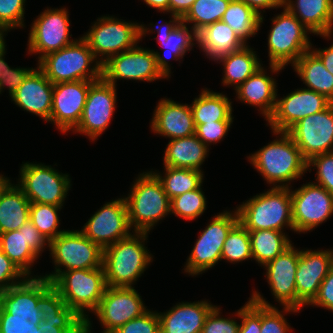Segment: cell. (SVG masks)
Masks as SVG:
<instances>
[{
  "label": "cell",
  "mask_w": 333,
  "mask_h": 333,
  "mask_svg": "<svg viewBox=\"0 0 333 333\" xmlns=\"http://www.w3.org/2000/svg\"><path fill=\"white\" fill-rule=\"evenodd\" d=\"M311 168L316 169L314 183L323 186L333 195V152L312 157L307 161V171L311 172Z\"/></svg>",
  "instance_id": "cell-46"
},
{
  "label": "cell",
  "mask_w": 333,
  "mask_h": 333,
  "mask_svg": "<svg viewBox=\"0 0 333 333\" xmlns=\"http://www.w3.org/2000/svg\"><path fill=\"white\" fill-rule=\"evenodd\" d=\"M68 10L62 8H46L31 23L28 36V54H38L39 61L49 53L58 51L73 43L70 35V19Z\"/></svg>",
  "instance_id": "cell-13"
},
{
  "label": "cell",
  "mask_w": 333,
  "mask_h": 333,
  "mask_svg": "<svg viewBox=\"0 0 333 333\" xmlns=\"http://www.w3.org/2000/svg\"><path fill=\"white\" fill-rule=\"evenodd\" d=\"M90 27L81 37L101 64L140 42V23L136 21L106 15L98 17Z\"/></svg>",
  "instance_id": "cell-10"
},
{
  "label": "cell",
  "mask_w": 333,
  "mask_h": 333,
  "mask_svg": "<svg viewBox=\"0 0 333 333\" xmlns=\"http://www.w3.org/2000/svg\"><path fill=\"white\" fill-rule=\"evenodd\" d=\"M0 248L27 277H41L31 274V268L44 250L49 249V242L30 219L18 230L0 233Z\"/></svg>",
  "instance_id": "cell-21"
},
{
  "label": "cell",
  "mask_w": 333,
  "mask_h": 333,
  "mask_svg": "<svg viewBox=\"0 0 333 333\" xmlns=\"http://www.w3.org/2000/svg\"><path fill=\"white\" fill-rule=\"evenodd\" d=\"M62 208L50 204L30 203L29 219L48 242L66 231L61 230L59 226L61 220L58 213Z\"/></svg>",
  "instance_id": "cell-43"
},
{
  "label": "cell",
  "mask_w": 333,
  "mask_h": 333,
  "mask_svg": "<svg viewBox=\"0 0 333 333\" xmlns=\"http://www.w3.org/2000/svg\"><path fill=\"white\" fill-rule=\"evenodd\" d=\"M245 201L236 210L247 230L294 231L290 188L270 187Z\"/></svg>",
  "instance_id": "cell-4"
},
{
  "label": "cell",
  "mask_w": 333,
  "mask_h": 333,
  "mask_svg": "<svg viewBox=\"0 0 333 333\" xmlns=\"http://www.w3.org/2000/svg\"><path fill=\"white\" fill-rule=\"evenodd\" d=\"M264 20V16H259L249 6L238 0L230 1L222 18V21L228 24L246 44H248L247 40L257 35Z\"/></svg>",
  "instance_id": "cell-39"
},
{
  "label": "cell",
  "mask_w": 333,
  "mask_h": 333,
  "mask_svg": "<svg viewBox=\"0 0 333 333\" xmlns=\"http://www.w3.org/2000/svg\"><path fill=\"white\" fill-rule=\"evenodd\" d=\"M124 196L106 202L88 219L81 232L102 249L128 237L131 232Z\"/></svg>",
  "instance_id": "cell-17"
},
{
  "label": "cell",
  "mask_w": 333,
  "mask_h": 333,
  "mask_svg": "<svg viewBox=\"0 0 333 333\" xmlns=\"http://www.w3.org/2000/svg\"><path fill=\"white\" fill-rule=\"evenodd\" d=\"M102 78L117 87V80L154 82L166 79L158 70L154 50L141 45L110 57L102 64Z\"/></svg>",
  "instance_id": "cell-15"
},
{
  "label": "cell",
  "mask_w": 333,
  "mask_h": 333,
  "mask_svg": "<svg viewBox=\"0 0 333 333\" xmlns=\"http://www.w3.org/2000/svg\"><path fill=\"white\" fill-rule=\"evenodd\" d=\"M225 94L201 89L190 104L195 127L217 121H234L232 101Z\"/></svg>",
  "instance_id": "cell-36"
},
{
  "label": "cell",
  "mask_w": 333,
  "mask_h": 333,
  "mask_svg": "<svg viewBox=\"0 0 333 333\" xmlns=\"http://www.w3.org/2000/svg\"><path fill=\"white\" fill-rule=\"evenodd\" d=\"M203 185L170 200V213L185 220H196L207 209Z\"/></svg>",
  "instance_id": "cell-45"
},
{
  "label": "cell",
  "mask_w": 333,
  "mask_h": 333,
  "mask_svg": "<svg viewBox=\"0 0 333 333\" xmlns=\"http://www.w3.org/2000/svg\"><path fill=\"white\" fill-rule=\"evenodd\" d=\"M234 314L241 320L238 333H261V305L256 301L249 298Z\"/></svg>",
  "instance_id": "cell-49"
},
{
  "label": "cell",
  "mask_w": 333,
  "mask_h": 333,
  "mask_svg": "<svg viewBox=\"0 0 333 333\" xmlns=\"http://www.w3.org/2000/svg\"><path fill=\"white\" fill-rule=\"evenodd\" d=\"M34 68L11 67L7 70L4 80L0 81V94L6 89L11 97L15 91L23 84L24 79Z\"/></svg>",
  "instance_id": "cell-54"
},
{
  "label": "cell",
  "mask_w": 333,
  "mask_h": 333,
  "mask_svg": "<svg viewBox=\"0 0 333 333\" xmlns=\"http://www.w3.org/2000/svg\"><path fill=\"white\" fill-rule=\"evenodd\" d=\"M333 266V249H301L295 276L298 310L308 306Z\"/></svg>",
  "instance_id": "cell-24"
},
{
  "label": "cell",
  "mask_w": 333,
  "mask_h": 333,
  "mask_svg": "<svg viewBox=\"0 0 333 333\" xmlns=\"http://www.w3.org/2000/svg\"><path fill=\"white\" fill-rule=\"evenodd\" d=\"M250 45L239 51L221 57L216 62L223 66V86H233L236 90L243 82L263 66L262 62Z\"/></svg>",
  "instance_id": "cell-35"
},
{
  "label": "cell",
  "mask_w": 333,
  "mask_h": 333,
  "mask_svg": "<svg viewBox=\"0 0 333 333\" xmlns=\"http://www.w3.org/2000/svg\"><path fill=\"white\" fill-rule=\"evenodd\" d=\"M8 32L10 31L7 28L0 25V51H2L7 46L4 38L6 37Z\"/></svg>",
  "instance_id": "cell-61"
},
{
  "label": "cell",
  "mask_w": 333,
  "mask_h": 333,
  "mask_svg": "<svg viewBox=\"0 0 333 333\" xmlns=\"http://www.w3.org/2000/svg\"><path fill=\"white\" fill-rule=\"evenodd\" d=\"M26 0H0V25L9 31L24 28Z\"/></svg>",
  "instance_id": "cell-47"
},
{
  "label": "cell",
  "mask_w": 333,
  "mask_h": 333,
  "mask_svg": "<svg viewBox=\"0 0 333 333\" xmlns=\"http://www.w3.org/2000/svg\"><path fill=\"white\" fill-rule=\"evenodd\" d=\"M30 203L24 192L9 180L0 189V233L18 230L26 223Z\"/></svg>",
  "instance_id": "cell-33"
},
{
  "label": "cell",
  "mask_w": 333,
  "mask_h": 333,
  "mask_svg": "<svg viewBox=\"0 0 333 333\" xmlns=\"http://www.w3.org/2000/svg\"><path fill=\"white\" fill-rule=\"evenodd\" d=\"M54 271L42 275L52 282L62 271L102 267L103 249L79 230H66L49 242ZM64 269H62V268Z\"/></svg>",
  "instance_id": "cell-9"
},
{
  "label": "cell",
  "mask_w": 333,
  "mask_h": 333,
  "mask_svg": "<svg viewBox=\"0 0 333 333\" xmlns=\"http://www.w3.org/2000/svg\"><path fill=\"white\" fill-rule=\"evenodd\" d=\"M155 171V172H154ZM152 171L171 200L175 196L199 188L203 184L204 171L164 166V172Z\"/></svg>",
  "instance_id": "cell-40"
},
{
  "label": "cell",
  "mask_w": 333,
  "mask_h": 333,
  "mask_svg": "<svg viewBox=\"0 0 333 333\" xmlns=\"http://www.w3.org/2000/svg\"><path fill=\"white\" fill-rule=\"evenodd\" d=\"M294 233H307L327 222L333 214V195L323 186L306 182L290 187Z\"/></svg>",
  "instance_id": "cell-14"
},
{
  "label": "cell",
  "mask_w": 333,
  "mask_h": 333,
  "mask_svg": "<svg viewBox=\"0 0 333 333\" xmlns=\"http://www.w3.org/2000/svg\"><path fill=\"white\" fill-rule=\"evenodd\" d=\"M112 333H160L158 313L156 310L148 309L141 316L128 321Z\"/></svg>",
  "instance_id": "cell-48"
},
{
  "label": "cell",
  "mask_w": 333,
  "mask_h": 333,
  "mask_svg": "<svg viewBox=\"0 0 333 333\" xmlns=\"http://www.w3.org/2000/svg\"><path fill=\"white\" fill-rule=\"evenodd\" d=\"M94 81L79 80L54 84L50 124L66 134L80 122L90 85Z\"/></svg>",
  "instance_id": "cell-23"
},
{
  "label": "cell",
  "mask_w": 333,
  "mask_h": 333,
  "mask_svg": "<svg viewBox=\"0 0 333 333\" xmlns=\"http://www.w3.org/2000/svg\"><path fill=\"white\" fill-rule=\"evenodd\" d=\"M196 0H169V14L181 19L187 14Z\"/></svg>",
  "instance_id": "cell-57"
},
{
  "label": "cell",
  "mask_w": 333,
  "mask_h": 333,
  "mask_svg": "<svg viewBox=\"0 0 333 333\" xmlns=\"http://www.w3.org/2000/svg\"><path fill=\"white\" fill-rule=\"evenodd\" d=\"M276 139L247 156L250 164L270 187H288L304 177L307 161L287 132L274 131Z\"/></svg>",
  "instance_id": "cell-1"
},
{
  "label": "cell",
  "mask_w": 333,
  "mask_h": 333,
  "mask_svg": "<svg viewBox=\"0 0 333 333\" xmlns=\"http://www.w3.org/2000/svg\"><path fill=\"white\" fill-rule=\"evenodd\" d=\"M214 306L206 299L181 301L165 312H157L160 333H201L205 319Z\"/></svg>",
  "instance_id": "cell-28"
},
{
  "label": "cell",
  "mask_w": 333,
  "mask_h": 333,
  "mask_svg": "<svg viewBox=\"0 0 333 333\" xmlns=\"http://www.w3.org/2000/svg\"><path fill=\"white\" fill-rule=\"evenodd\" d=\"M311 50L321 59L325 68L333 75V43L324 49L311 46Z\"/></svg>",
  "instance_id": "cell-58"
},
{
  "label": "cell",
  "mask_w": 333,
  "mask_h": 333,
  "mask_svg": "<svg viewBox=\"0 0 333 333\" xmlns=\"http://www.w3.org/2000/svg\"><path fill=\"white\" fill-rule=\"evenodd\" d=\"M37 306L42 333H78L85 326V320L66 305L52 283L42 276L38 277Z\"/></svg>",
  "instance_id": "cell-22"
},
{
  "label": "cell",
  "mask_w": 333,
  "mask_h": 333,
  "mask_svg": "<svg viewBox=\"0 0 333 333\" xmlns=\"http://www.w3.org/2000/svg\"><path fill=\"white\" fill-rule=\"evenodd\" d=\"M249 259L253 260L249 231L238 222L224 241L221 260L237 264Z\"/></svg>",
  "instance_id": "cell-44"
},
{
  "label": "cell",
  "mask_w": 333,
  "mask_h": 333,
  "mask_svg": "<svg viewBox=\"0 0 333 333\" xmlns=\"http://www.w3.org/2000/svg\"><path fill=\"white\" fill-rule=\"evenodd\" d=\"M222 310L215 305L207 315L201 333H238L239 322L236 318L222 317Z\"/></svg>",
  "instance_id": "cell-50"
},
{
  "label": "cell",
  "mask_w": 333,
  "mask_h": 333,
  "mask_svg": "<svg viewBox=\"0 0 333 333\" xmlns=\"http://www.w3.org/2000/svg\"><path fill=\"white\" fill-rule=\"evenodd\" d=\"M273 114L267 125L274 131L287 132L304 117L328 108L333 102L326 96L311 89L297 88L286 96L278 98Z\"/></svg>",
  "instance_id": "cell-20"
},
{
  "label": "cell",
  "mask_w": 333,
  "mask_h": 333,
  "mask_svg": "<svg viewBox=\"0 0 333 333\" xmlns=\"http://www.w3.org/2000/svg\"><path fill=\"white\" fill-rule=\"evenodd\" d=\"M283 6L314 35L333 38V0H283Z\"/></svg>",
  "instance_id": "cell-30"
},
{
  "label": "cell",
  "mask_w": 333,
  "mask_h": 333,
  "mask_svg": "<svg viewBox=\"0 0 333 333\" xmlns=\"http://www.w3.org/2000/svg\"><path fill=\"white\" fill-rule=\"evenodd\" d=\"M51 283L66 305L85 321L89 312L98 308L107 288L103 266L62 271Z\"/></svg>",
  "instance_id": "cell-8"
},
{
  "label": "cell",
  "mask_w": 333,
  "mask_h": 333,
  "mask_svg": "<svg viewBox=\"0 0 333 333\" xmlns=\"http://www.w3.org/2000/svg\"><path fill=\"white\" fill-rule=\"evenodd\" d=\"M37 65L53 84L102 78V64L82 37L42 57Z\"/></svg>",
  "instance_id": "cell-6"
},
{
  "label": "cell",
  "mask_w": 333,
  "mask_h": 333,
  "mask_svg": "<svg viewBox=\"0 0 333 333\" xmlns=\"http://www.w3.org/2000/svg\"><path fill=\"white\" fill-rule=\"evenodd\" d=\"M292 67L305 84L304 88L322 94L333 102V75L312 50L302 54Z\"/></svg>",
  "instance_id": "cell-37"
},
{
  "label": "cell",
  "mask_w": 333,
  "mask_h": 333,
  "mask_svg": "<svg viewBox=\"0 0 333 333\" xmlns=\"http://www.w3.org/2000/svg\"><path fill=\"white\" fill-rule=\"evenodd\" d=\"M19 175L16 185L33 203L63 206L71 190L70 174L59 172L51 165L22 162Z\"/></svg>",
  "instance_id": "cell-12"
},
{
  "label": "cell",
  "mask_w": 333,
  "mask_h": 333,
  "mask_svg": "<svg viewBox=\"0 0 333 333\" xmlns=\"http://www.w3.org/2000/svg\"><path fill=\"white\" fill-rule=\"evenodd\" d=\"M6 50L7 49L4 48L0 51V81L4 80L7 70L11 68L5 61Z\"/></svg>",
  "instance_id": "cell-60"
},
{
  "label": "cell",
  "mask_w": 333,
  "mask_h": 333,
  "mask_svg": "<svg viewBox=\"0 0 333 333\" xmlns=\"http://www.w3.org/2000/svg\"><path fill=\"white\" fill-rule=\"evenodd\" d=\"M231 0H196L182 22L188 24L196 33L204 27L220 21ZM190 24L192 26H190Z\"/></svg>",
  "instance_id": "cell-41"
},
{
  "label": "cell",
  "mask_w": 333,
  "mask_h": 333,
  "mask_svg": "<svg viewBox=\"0 0 333 333\" xmlns=\"http://www.w3.org/2000/svg\"><path fill=\"white\" fill-rule=\"evenodd\" d=\"M239 222L237 210H223L215 214L205 229L200 231L198 239L189 254L184 272L189 276H198L221 261L224 241L230 230Z\"/></svg>",
  "instance_id": "cell-11"
},
{
  "label": "cell",
  "mask_w": 333,
  "mask_h": 333,
  "mask_svg": "<svg viewBox=\"0 0 333 333\" xmlns=\"http://www.w3.org/2000/svg\"><path fill=\"white\" fill-rule=\"evenodd\" d=\"M160 46L165 49L164 53L154 51L156 64L162 75L168 79L171 78V66L167 59L179 61L184 58L185 54L197 44V33L182 21L169 33L166 41L159 42ZM162 53V54H161ZM164 55V56H163Z\"/></svg>",
  "instance_id": "cell-34"
},
{
  "label": "cell",
  "mask_w": 333,
  "mask_h": 333,
  "mask_svg": "<svg viewBox=\"0 0 333 333\" xmlns=\"http://www.w3.org/2000/svg\"><path fill=\"white\" fill-rule=\"evenodd\" d=\"M116 86L103 78L94 81L89 88L83 114L72 133L85 135L89 140L97 141L108 129L116 110Z\"/></svg>",
  "instance_id": "cell-16"
},
{
  "label": "cell",
  "mask_w": 333,
  "mask_h": 333,
  "mask_svg": "<svg viewBox=\"0 0 333 333\" xmlns=\"http://www.w3.org/2000/svg\"><path fill=\"white\" fill-rule=\"evenodd\" d=\"M233 121H217L197 125L195 128V135L204 143L208 148L209 145L217 144L227 136L230 131Z\"/></svg>",
  "instance_id": "cell-51"
},
{
  "label": "cell",
  "mask_w": 333,
  "mask_h": 333,
  "mask_svg": "<svg viewBox=\"0 0 333 333\" xmlns=\"http://www.w3.org/2000/svg\"><path fill=\"white\" fill-rule=\"evenodd\" d=\"M287 133L306 161L333 152V103L320 112L304 117Z\"/></svg>",
  "instance_id": "cell-19"
},
{
  "label": "cell",
  "mask_w": 333,
  "mask_h": 333,
  "mask_svg": "<svg viewBox=\"0 0 333 333\" xmlns=\"http://www.w3.org/2000/svg\"><path fill=\"white\" fill-rule=\"evenodd\" d=\"M209 151L195 134L169 140L163 154V165L203 171L201 167Z\"/></svg>",
  "instance_id": "cell-32"
},
{
  "label": "cell",
  "mask_w": 333,
  "mask_h": 333,
  "mask_svg": "<svg viewBox=\"0 0 333 333\" xmlns=\"http://www.w3.org/2000/svg\"><path fill=\"white\" fill-rule=\"evenodd\" d=\"M267 72L262 66L235 90L237 100L259 108L266 121L274 112L278 93L276 79Z\"/></svg>",
  "instance_id": "cell-29"
},
{
  "label": "cell",
  "mask_w": 333,
  "mask_h": 333,
  "mask_svg": "<svg viewBox=\"0 0 333 333\" xmlns=\"http://www.w3.org/2000/svg\"><path fill=\"white\" fill-rule=\"evenodd\" d=\"M268 33L269 69L273 75L279 74L288 64L291 66L313 45L312 34L285 6L281 13L271 19Z\"/></svg>",
  "instance_id": "cell-7"
},
{
  "label": "cell",
  "mask_w": 333,
  "mask_h": 333,
  "mask_svg": "<svg viewBox=\"0 0 333 333\" xmlns=\"http://www.w3.org/2000/svg\"><path fill=\"white\" fill-rule=\"evenodd\" d=\"M169 17H171V20H169V22L165 21V23L163 22L162 25H158L154 26L155 24L150 23L148 24L151 25V27L148 28V26L146 27V24H141L140 23V41H142V38L144 36H147V34H151L153 32H157V37H153L156 38V41L159 42H164L166 41L167 37L169 36V33L182 21V19L179 16L176 15H170ZM151 28V29H150ZM155 28V30H154ZM154 30V31H153Z\"/></svg>",
  "instance_id": "cell-55"
},
{
  "label": "cell",
  "mask_w": 333,
  "mask_h": 333,
  "mask_svg": "<svg viewBox=\"0 0 333 333\" xmlns=\"http://www.w3.org/2000/svg\"><path fill=\"white\" fill-rule=\"evenodd\" d=\"M247 45L222 20L204 27L197 33V47L211 61H217L230 53H234Z\"/></svg>",
  "instance_id": "cell-31"
},
{
  "label": "cell",
  "mask_w": 333,
  "mask_h": 333,
  "mask_svg": "<svg viewBox=\"0 0 333 333\" xmlns=\"http://www.w3.org/2000/svg\"><path fill=\"white\" fill-rule=\"evenodd\" d=\"M10 180V178L0 174V189Z\"/></svg>",
  "instance_id": "cell-63"
},
{
  "label": "cell",
  "mask_w": 333,
  "mask_h": 333,
  "mask_svg": "<svg viewBox=\"0 0 333 333\" xmlns=\"http://www.w3.org/2000/svg\"><path fill=\"white\" fill-rule=\"evenodd\" d=\"M300 248L292 244L275 259L267 263L265 279L270 286L274 299L283 307H291L298 310V297L295 276L297 271Z\"/></svg>",
  "instance_id": "cell-25"
},
{
  "label": "cell",
  "mask_w": 333,
  "mask_h": 333,
  "mask_svg": "<svg viewBox=\"0 0 333 333\" xmlns=\"http://www.w3.org/2000/svg\"><path fill=\"white\" fill-rule=\"evenodd\" d=\"M252 258L261 267L275 259L292 244L287 233L277 230H248Z\"/></svg>",
  "instance_id": "cell-38"
},
{
  "label": "cell",
  "mask_w": 333,
  "mask_h": 333,
  "mask_svg": "<svg viewBox=\"0 0 333 333\" xmlns=\"http://www.w3.org/2000/svg\"><path fill=\"white\" fill-rule=\"evenodd\" d=\"M245 3L259 16H263L265 9H279L283 7V0H238ZM262 11L264 13H262Z\"/></svg>",
  "instance_id": "cell-56"
},
{
  "label": "cell",
  "mask_w": 333,
  "mask_h": 333,
  "mask_svg": "<svg viewBox=\"0 0 333 333\" xmlns=\"http://www.w3.org/2000/svg\"><path fill=\"white\" fill-rule=\"evenodd\" d=\"M53 87L54 84L36 67L10 99L20 109L44 119L47 123L52 110Z\"/></svg>",
  "instance_id": "cell-27"
},
{
  "label": "cell",
  "mask_w": 333,
  "mask_h": 333,
  "mask_svg": "<svg viewBox=\"0 0 333 333\" xmlns=\"http://www.w3.org/2000/svg\"><path fill=\"white\" fill-rule=\"evenodd\" d=\"M133 183L124 197L129 224L132 231L149 233L158 222L171 215L170 199L152 170L140 173Z\"/></svg>",
  "instance_id": "cell-3"
},
{
  "label": "cell",
  "mask_w": 333,
  "mask_h": 333,
  "mask_svg": "<svg viewBox=\"0 0 333 333\" xmlns=\"http://www.w3.org/2000/svg\"><path fill=\"white\" fill-rule=\"evenodd\" d=\"M251 299L261 305V333H290L292 332L290 324L287 322L285 315L300 313L299 310L291 307H281L279 310L263 297L258 290H252Z\"/></svg>",
  "instance_id": "cell-42"
},
{
  "label": "cell",
  "mask_w": 333,
  "mask_h": 333,
  "mask_svg": "<svg viewBox=\"0 0 333 333\" xmlns=\"http://www.w3.org/2000/svg\"><path fill=\"white\" fill-rule=\"evenodd\" d=\"M91 320V317L88 318L86 321H85V326L78 332V333H93L91 332L92 330V321Z\"/></svg>",
  "instance_id": "cell-62"
},
{
  "label": "cell",
  "mask_w": 333,
  "mask_h": 333,
  "mask_svg": "<svg viewBox=\"0 0 333 333\" xmlns=\"http://www.w3.org/2000/svg\"><path fill=\"white\" fill-rule=\"evenodd\" d=\"M27 276L3 253L0 248V292L22 283Z\"/></svg>",
  "instance_id": "cell-52"
},
{
  "label": "cell",
  "mask_w": 333,
  "mask_h": 333,
  "mask_svg": "<svg viewBox=\"0 0 333 333\" xmlns=\"http://www.w3.org/2000/svg\"><path fill=\"white\" fill-rule=\"evenodd\" d=\"M308 306L324 308L333 313V266L322 281L316 297Z\"/></svg>",
  "instance_id": "cell-53"
},
{
  "label": "cell",
  "mask_w": 333,
  "mask_h": 333,
  "mask_svg": "<svg viewBox=\"0 0 333 333\" xmlns=\"http://www.w3.org/2000/svg\"><path fill=\"white\" fill-rule=\"evenodd\" d=\"M148 310L135 287H107L98 308L92 313L104 329L112 333Z\"/></svg>",
  "instance_id": "cell-18"
},
{
  "label": "cell",
  "mask_w": 333,
  "mask_h": 333,
  "mask_svg": "<svg viewBox=\"0 0 333 333\" xmlns=\"http://www.w3.org/2000/svg\"><path fill=\"white\" fill-rule=\"evenodd\" d=\"M147 240L148 232L133 231L103 249L102 266L107 287H134L154 258L145 246Z\"/></svg>",
  "instance_id": "cell-2"
},
{
  "label": "cell",
  "mask_w": 333,
  "mask_h": 333,
  "mask_svg": "<svg viewBox=\"0 0 333 333\" xmlns=\"http://www.w3.org/2000/svg\"><path fill=\"white\" fill-rule=\"evenodd\" d=\"M143 2L160 13L169 14V0H143Z\"/></svg>",
  "instance_id": "cell-59"
},
{
  "label": "cell",
  "mask_w": 333,
  "mask_h": 333,
  "mask_svg": "<svg viewBox=\"0 0 333 333\" xmlns=\"http://www.w3.org/2000/svg\"><path fill=\"white\" fill-rule=\"evenodd\" d=\"M153 134L170 140L195 134V123L190 105L170 98H161L150 121Z\"/></svg>",
  "instance_id": "cell-26"
},
{
  "label": "cell",
  "mask_w": 333,
  "mask_h": 333,
  "mask_svg": "<svg viewBox=\"0 0 333 333\" xmlns=\"http://www.w3.org/2000/svg\"><path fill=\"white\" fill-rule=\"evenodd\" d=\"M38 277L0 292V333H42Z\"/></svg>",
  "instance_id": "cell-5"
}]
</instances>
